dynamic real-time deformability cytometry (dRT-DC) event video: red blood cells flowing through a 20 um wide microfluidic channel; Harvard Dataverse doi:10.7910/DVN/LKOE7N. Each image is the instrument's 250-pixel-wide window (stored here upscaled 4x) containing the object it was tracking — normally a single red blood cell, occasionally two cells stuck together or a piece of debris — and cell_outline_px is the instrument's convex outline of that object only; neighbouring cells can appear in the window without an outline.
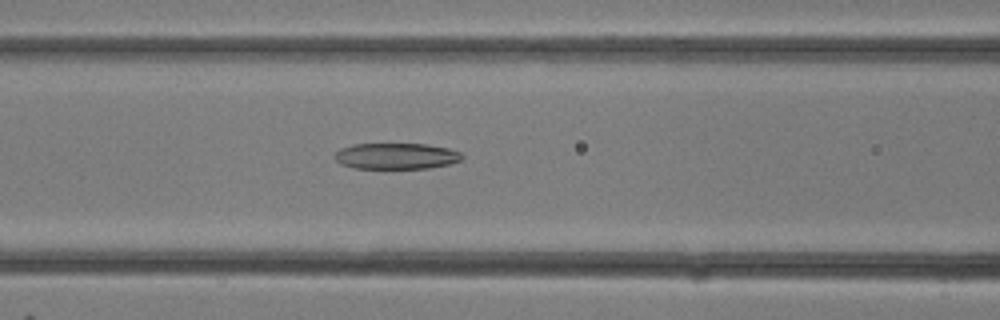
{"species": "common noctule bat (a hibernating species)", "species_latin": "Nyctalus noctula", "temperature_condition": "room temperature", "stored_images_in_passage": 25, "camera_frame_rate_fps": 3000, "um_per_image_px": 0.085, "animal": {"sex": "female"}, "frame": {"image": 1, "passage_image": 7, "time_ms": 2.0, "image_size_px": [1000, 320], "cell_outline_px": [[464, 156], [460, 160], [448, 164], [428, 168], [352, 168], [340, 164], [332, 156], [340, 148], [352, 144], [428, 144], [448, 148], [460, 152]], "centroid_in_image_um": [33.64, 13.26], "position_along_channel_um": 133.0, "area_um2": 19.42}}
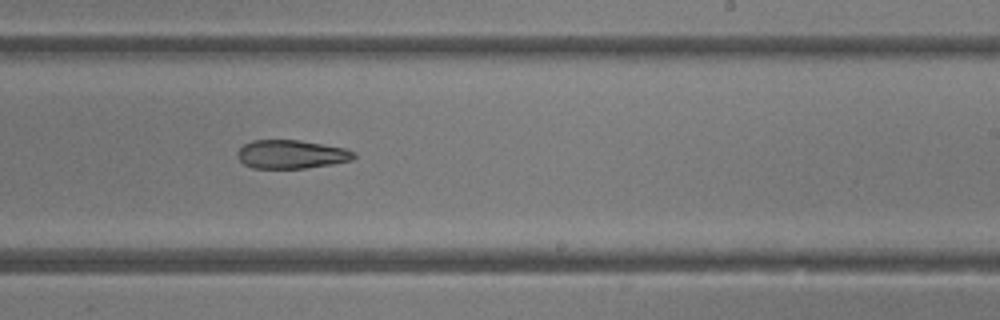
{"frame": {"image": 2, "passage_image": 13, "time_ms": 4.0, "image_size_px": [1000, 320], "cell_outline_px": [[356, 156], [352, 160], [332, 164], [304, 168], [252, 168], [244, 164], [236, 156], [236, 152], [244, 144], [252, 140], [300, 140], [344, 148], [356, 152]], "centroid_in_image_um": [24.75, 13.11], "position_along_channel_um": 264.3, "area_um2": 19.42}}
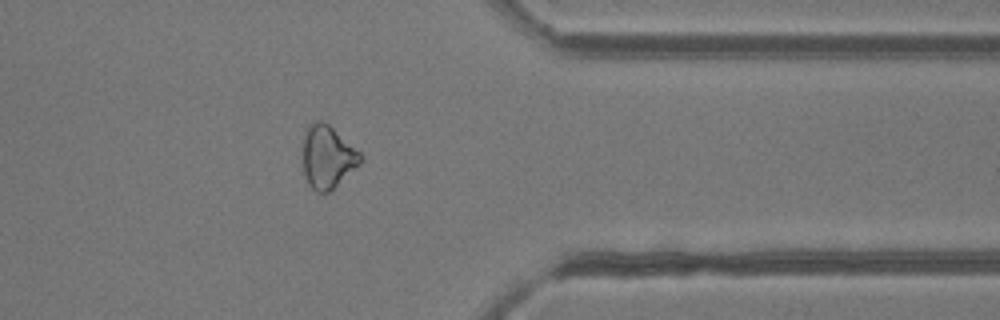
{"frame": {"image": 3, "passage_image": 19, "time_ms": 6.0, "image_size_px": [1000, 320], "cell_outline_px": [[364, 156], [360, 164], [328, 192], [316, 192], [308, 184], [304, 176], [300, 152], [304, 132], [308, 124], [316, 120], [320, 120], [328, 124], [360, 152]], "centroid_in_image_um": [27.77, 13.32], "position_along_channel_um": 383.6, "area_um2": 21.5}}